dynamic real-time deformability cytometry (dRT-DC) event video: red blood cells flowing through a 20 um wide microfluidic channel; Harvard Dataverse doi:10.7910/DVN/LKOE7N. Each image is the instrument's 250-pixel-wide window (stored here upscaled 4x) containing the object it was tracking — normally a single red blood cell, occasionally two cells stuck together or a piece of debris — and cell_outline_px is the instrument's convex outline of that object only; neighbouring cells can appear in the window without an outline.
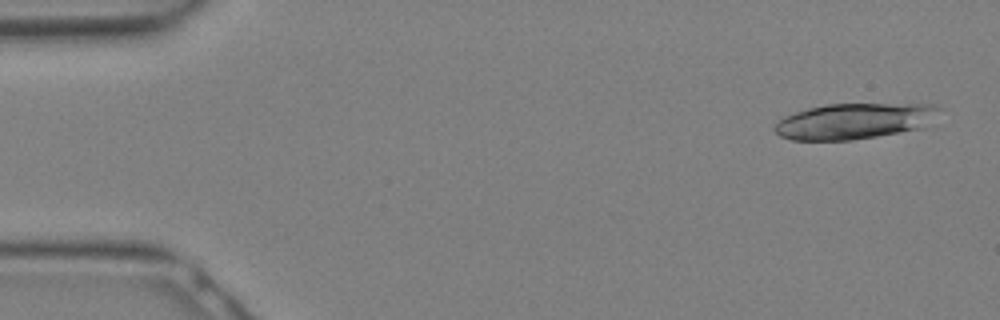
{"species": "Egyptian fruit bat (a non-hibernating species)", "species_latin": "Rousettus aegyptiacus", "temperature_condition": "warm", "stored_images_in_passage": 9, "camera_frame_rate_fps": 3000, "um_per_image_px": 0.085, "animal": {"sex": "female"}, "frame": {"image": 1, "passage_image": 2, "time_ms": 0.333, "image_size_px": [1000, 320], "cell_outline_px": [[940, 108], [924, 128], [852, 140], [792, 140], [780, 136], [772, 128], [784, 116], [808, 108], [828, 104], [936, 104]], "centroid_in_image_um": [72.59, 10.29], "position_along_channel_um": 12.4, "area_um2": 34.1}}
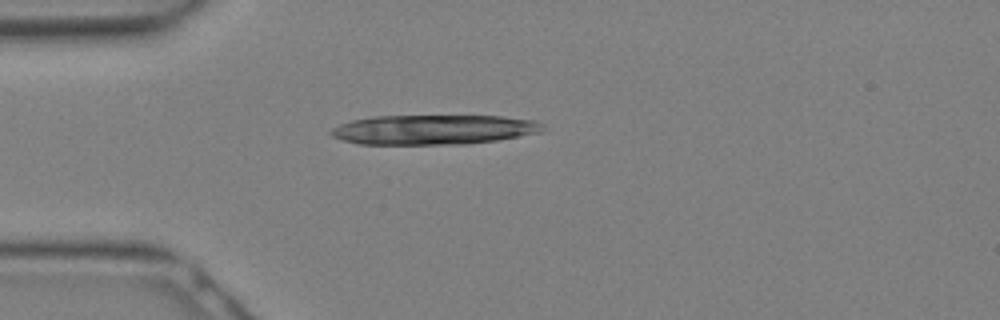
{"frame": {"image": 2, "passage_image": 8, "time_ms": 2.333, "image_size_px": [1000, 320], "cell_outline_px": [[544, 128], [540, 132], [500, 140], [464, 144], [360, 144], [344, 140], [332, 136], [328, 132], [332, 128], [340, 124], [352, 120], [376, 116], [504, 116], [536, 120], [544, 124]], "centroid_in_image_um": [36.89, 11.01], "position_along_channel_um": 48.1, "area_um2": 36.76}}